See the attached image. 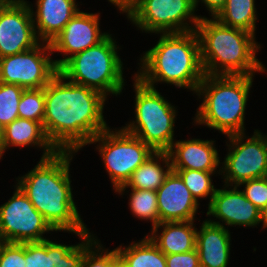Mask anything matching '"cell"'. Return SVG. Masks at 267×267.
Instances as JSON below:
<instances>
[{
	"instance_id": "30bf717a",
	"label": "cell",
	"mask_w": 267,
	"mask_h": 267,
	"mask_svg": "<svg viewBox=\"0 0 267 267\" xmlns=\"http://www.w3.org/2000/svg\"><path fill=\"white\" fill-rule=\"evenodd\" d=\"M244 133L228 135L230 140L229 152L221 167L225 179V186H238L241 182L251 179L267 177V145L261 132L254 131V135L244 142ZM231 149V150H230ZM231 184V185H230Z\"/></svg>"
},
{
	"instance_id": "2e32d148",
	"label": "cell",
	"mask_w": 267,
	"mask_h": 267,
	"mask_svg": "<svg viewBox=\"0 0 267 267\" xmlns=\"http://www.w3.org/2000/svg\"><path fill=\"white\" fill-rule=\"evenodd\" d=\"M156 193L159 223L194 220L199 203L175 171H170Z\"/></svg>"
},
{
	"instance_id": "3957f363",
	"label": "cell",
	"mask_w": 267,
	"mask_h": 267,
	"mask_svg": "<svg viewBox=\"0 0 267 267\" xmlns=\"http://www.w3.org/2000/svg\"><path fill=\"white\" fill-rule=\"evenodd\" d=\"M195 31L205 75L254 76L255 72H265V67L256 58L260 44L249 31L205 17L199 19Z\"/></svg>"
},
{
	"instance_id": "9c48e42d",
	"label": "cell",
	"mask_w": 267,
	"mask_h": 267,
	"mask_svg": "<svg viewBox=\"0 0 267 267\" xmlns=\"http://www.w3.org/2000/svg\"><path fill=\"white\" fill-rule=\"evenodd\" d=\"M194 12L193 0H141L128 19L148 33H179L196 29L201 16Z\"/></svg>"
},
{
	"instance_id": "5b68a950",
	"label": "cell",
	"mask_w": 267,
	"mask_h": 267,
	"mask_svg": "<svg viewBox=\"0 0 267 267\" xmlns=\"http://www.w3.org/2000/svg\"><path fill=\"white\" fill-rule=\"evenodd\" d=\"M253 76L204 75L196 95L203 96L194 122L225 135L245 133L244 115Z\"/></svg>"
},
{
	"instance_id": "7c38bea8",
	"label": "cell",
	"mask_w": 267,
	"mask_h": 267,
	"mask_svg": "<svg viewBox=\"0 0 267 267\" xmlns=\"http://www.w3.org/2000/svg\"><path fill=\"white\" fill-rule=\"evenodd\" d=\"M48 52L52 54L50 44L45 42L25 52L0 58V82L17 84L24 89L44 88L58 73Z\"/></svg>"
},
{
	"instance_id": "f35d334b",
	"label": "cell",
	"mask_w": 267,
	"mask_h": 267,
	"mask_svg": "<svg viewBox=\"0 0 267 267\" xmlns=\"http://www.w3.org/2000/svg\"><path fill=\"white\" fill-rule=\"evenodd\" d=\"M5 242H4V240H3V238H2V236H1V234H0V249H1V246L4 244Z\"/></svg>"
},
{
	"instance_id": "74e56055",
	"label": "cell",
	"mask_w": 267,
	"mask_h": 267,
	"mask_svg": "<svg viewBox=\"0 0 267 267\" xmlns=\"http://www.w3.org/2000/svg\"><path fill=\"white\" fill-rule=\"evenodd\" d=\"M3 133H4V126L0 122V140L2 139Z\"/></svg>"
},
{
	"instance_id": "4316f807",
	"label": "cell",
	"mask_w": 267,
	"mask_h": 267,
	"mask_svg": "<svg viewBox=\"0 0 267 267\" xmlns=\"http://www.w3.org/2000/svg\"><path fill=\"white\" fill-rule=\"evenodd\" d=\"M175 171L182 179L183 183L190 190L195 200L198 202L199 198L208 197L210 205L213 195L216 190L212 184L211 176L214 172H205L201 170H190V169H172Z\"/></svg>"
},
{
	"instance_id": "52a82bcc",
	"label": "cell",
	"mask_w": 267,
	"mask_h": 267,
	"mask_svg": "<svg viewBox=\"0 0 267 267\" xmlns=\"http://www.w3.org/2000/svg\"><path fill=\"white\" fill-rule=\"evenodd\" d=\"M135 121L123 129L135 135L154 151H168L174 143L176 110L155 89L134 78Z\"/></svg>"
},
{
	"instance_id": "1f68e13d",
	"label": "cell",
	"mask_w": 267,
	"mask_h": 267,
	"mask_svg": "<svg viewBox=\"0 0 267 267\" xmlns=\"http://www.w3.org/2000/svg\"><path fill=\"white\" fill-rule=\"evenodd\" d=\"M0 267H26L25 243L5 242L0 249Z\"/></svg>"
},
{
	"instance_id": "603a6c76",
	"label": "cell",
	"mask_w": 267,
	"mask_h": 267,
	"mask_svg": "<svg viewBox=\"0 0 267 267\" xmlns=\"http://www.w3.org/2000/svg\"><path fill=\"white\" fill-rule=\"evenodd\" d=\"M159 159V160H158ZM160 160L165 163V169L161 167ZM172 170L171 159L166 151H155L141 164L131 175L125 185L115 190V193H123L126 188L157 191L164 183L166 176Z\"/></svg>"
},
{
	"instance_id": "5bb4252c",
	"label": "cell",
	"mask_w": 267,
	"mask_h": 267,
	"mask_svg": "<svg viewBox=\"0 0 267 267\" xmlns=\"http://www.w3.org/2000/svg\"><path fill=\"white\" fill-rule=\"evenodd\" d=\"M99 16V14L79 10L49 43L52 52L59 51L65 56L63 59L54 60L57 68L69 57L98 44L108 35V33H100Z\"/></svg>"
},
{
	"instance_id": "83f0119b",
	"label": "cell",
	"mask_w": 267,
	"mask_h": 267,
	"mask_svg": "<svg viewBox=\"0 0 267 267\" xmlns=\"http://www.w3.org/2000/svg\"><path fill=\"white\" fill-rule=\"evenodd\" d=\"M44 112V88L24 89L18 106L19 118L40 122L43 125Z\"/></svg>"
},
{
	"instance_id": "ffe728a7",
	"label": "cell",
	"mask_w": 267,
	"mask_h": 267,
	"mask_svg": "<svg viewBox=\"0 0 267 267\" xmlns=\"http://www.w3.org/2000/svg\"><path fill=\"white\" fill-rule=\"evenodd\" d=\"M75 2L76 0H37L36 12L31 8V14L39 40L50 43L63 30L79 11Z\"/></svg>"
},
{
	"instance_id": "d6a6232c",
	"label": "cell",
	"mask_w": 267,
	"mask_h": 267,
	"mask_svg": "<svg viewBox=\"0 0 267 267\" xmlns=\"http://www.w3.org/2000/svg\"><path fill=\"white\" fill-rule=\"evenodd\" d=\"M167 267H200L197 249L165 255Z\"/></svg>"
},
{
	"instance_id": "4dcf8cb0",
	"label": "cell",
	"mask_w": 267,
	"mask_h": 267,
	"mask_svg": "<svg viewBox=\"0 0 267 267\" xmlns=\"http://www.w3.org/2000/svg\"><path fill=\"white\" fill-rule=\"evenodd\" d=\"M244 184L245 189L242 192L245 197L262 210L267 205V177L243 181L238 187Z\"/></svg>"
},
{
	"instance_id": "e575fe53",
	"label": "cell",
	"mask_w": 267,
	"mask_h": 267,
	"mask_svg": "<svg viewBox=\"0 0 267 267\" xmlns=\"http://www.w3.org/2000/svg\"><path fill=\"white\" fill-rule=\"evenodd\" d=\"M115 6H117L122 13L127 14V18L129 15L136 9V7L140 4L141 0H108Z\"/></svg>"
},
{
	"instance_id": "f546056e",
	"label": "cell",
	"mask_w": 267,
	"mask_h": 267,
	"mask_svg": "<svg viewBox=\"0 0 267 267\" xmlns=\"http://www.w3.org/2000/svg\"><path fill=\"white\" fill-rule=\"evenodd\" d=\"M102 248V245L96 241L95 244L86 251L80 267H117L116 248L110 252L108 250L105 251V249L103 250Z\"/></svg>"
},
{
	"instance_id": "d6986e66",
	"label": "cell",
	"mask_w": 267,
	"mask_h": 267,
	"mask_svg": "<svg viewBox=\"0 0 267 267\" xmlns=\"http://www.w3.org/2000/svg\"><path fill=\"white\" fill-rule=\"evenodd\" d=\"M230 232L220 221L205 220L196 234L200 267H227Z\"/></svg>"
},
{
	"instance_id": "9a60e30c",
	"label": "cell",
	"mask_w": 267,
	"mask_h": 267,
	"mask_svg": "<svg viewBox=\"0 0 267 267\" xmlns=\"http://www.w3.org/2000/svg\"><path fill=\"white\" fill-rule=\"evenodd\" d=\"M90 232L77 245H65L44 240L25 243L26 267H80L86 251L97 241ZM95 239V240H94Z\"/></svg>"
},
{
	"instance_id": "6da1fadb",
	"label": "cell",
	"mask_w": 267,
	"mask_h": 267,
	"mask_svg": "<svg viewBox=\"0 0 267 267\" xmlns=\"http://www.w3.org/2000/svg\"><path fill=\"white\" fill-rule=\"evenodd\" d=\"M58 72L44 87V132L57 151L76 152L108 128L103 108L107 97L74 84Z\"/></svg>"
},
{
	"instance_id": "44dd1931",
	"label": "cell",
	"mask_w": 267,
	"mask_h": 267,
	"mask_svg": "<svg viewBox=\"0 0 267 267\" xmlns=\"http://www.w3.org/2000/svg\"><path fill=\"white\" fill-rule=\"evenodd\" d=\"M28 145H37L40 148H44L41 158L50 157L57 152L48 140L40 122L17 118L4 127V133L0 140V159L7 147H24Z\"/></svg>"
},
{
	"instance_id": "836d02e7",
	"label": "cell",
	"mask_w": 267,
	"mask_h": 267,
	"mask_svg": "<svg viewBox=\"0 0 267 267\" xmlns=\"http://www.w3.org/2000/svg\"><path fill=\"white\" fill-rule=\"evenodd\" d=\"M201 1L208 8L207 10L211 12L213 18H215L217 14L225 7L227 2V0H201ZM193 2L196 10L199 0H193Z\"/></svg>"
},
{
	"instance_id": "ac0fdd59",
	"label": "cell",
	"mask_w": 267,
	"mask_h": 267,
	"mask_svg": "<svg viewBox=\"0 0 267 267\" xmlns=\"http://www.w3.org/2000/svg\"><path fill=\"white\" fill-rule=\"evenodd\" d=\"M167 152L171 159L172 169L216 172L220 164L219 154L212 140L175 141Z\"/></svg>"
},
{
	"instance_id": "7402d4cb",
	"label": "cell",
	"mask_w": 267,
	"mask_h": 267,
	"mask_svg": "<svg viewBox=\"0 0 267 267\" xmlns=\"http://www.w3.org/2000/svg\"><path fill=\"white\" fill-rule=\"evenodd\" d=\"M193 221L161 222L154 226L149 238L165 254L186 253L196 249L197 228ZM163 228L161 234L158 229ZM159 235V236H158Z\"/></svg>"
},
{
	"instance_id": "8992f818",
	"label": "cell",
	"mask_w": 267,
	"mask_h": 267,
	"mask_svg": "<svg viewBox=\"0 0 267 267\" xmlns=\"http://www.w3.org/2000/svg\"><path fill=\"white\" fill-rule=\"evenodd\" d=\"M117 49L115 40L108 34L98 44L69 57L58 72L66 80L97 90L104 96L120 95L124 78Z\"/></svg>"
},
{
	"instance_id": "484cf974",
	"label": "cell",
	"mask_w": 267,
	"mask_h": 267,
	"mask_svg": "<svg viewBox=\"0 0 267 267\" xmlns=\"http://www.w3.org/2000/svg\"><path fill=\"white\" fill-rule=\"evenodd\" d=\"M129 199L130 210L139 219L150 220L152 228L159 224L157 193L151 190L133 189Z\"/></svg>"
},
{
	"instance_id": "4fadbf2b",
	"label": "cell",
	"mask_w": 267,
	"mask_h": 267,
	"mask_svg": "<svg viewBox=\"0 0 267 267\" xmlns=\"http://www.w3.org/2000/svg\"><path fill=\"white\" fill-rule=\"evenodd\" d=\"M40 41L30 5L25 0H0V58L30 50Z\"/></svg>"
},
{
	"instance_id": "f1b7e54d",
	"label": "cell",
	"mask_w": 267,
	"mask_h": 267,
	"mask_svg": "<svg viewBox=\"0 0 267 267\" xmlns=\"http://www.w3.org/2000/svg\"><path fill=\"white\" fill-rule=\"evenodd\" d=\"M24 88L17 84L0 82V122L5 127L18 116V106Z\"/></svg>"
},
{
	"instance_id": "277c9868",
	"label": "cell",
	"mask_w": 267,
	"mask_h": 267,
	"mask_svg": "<svg viewBox=\"0 0 267 267\" xmlns=\"http://www.w3.org/2000/svg\"><path fill=\"white\" fill-rule=\"evenodd\" d=\"M160 36L157 44L140 58L141 71L135 76L153 88L155 83L165 82L196 93L205 75L196 31Z\"/></svg>"
},
{
	"instance_id": "d590c367",
	"label": "cell",
	"mask_w": 267,
	"mask_h": 267,
	"mask_svg": "<svg viewBox=\"0 0 267 267\" xmlns=\"http://www.w3.org/2000/svg\"><path fill=\"white\" fill-rule=\"evenodd\" d=\"M263 223L262 228H267V205L260 210V223Z\"/></svg>"
},
{
	"instance_id": "e0dca14e",
	"label": "cell",
	"mask_w": 267,
	"mask_h": 267,
	"mask_svg": "<svg viewBox=\"0 0 267 267\" xmlns=\"http://www.w3.org/2000/svg\"><path fill=\"white\" fill-rule=\"evenodd\" d=\"M217 189L208 206L207 215H212L228 226H256L260 224V209L249 201L238 186Z\"/></svg>"
},
{
	"instance_id": "cb8c5ba5",
	"label": "cell",
	"mask_w": 267,
	"mask_h": 267,
	"mask_svg": "<svg viewBox=\"0 0 267 267\" xmlns=\"http://www.w3.org/2000/svg\"><path fill=\"white\" fill-rule=\"evenodd\" d=\"M130 245L116 248L119 257L129 267H167L165 254L148 235L140 242Z\"/></svg>"
},
{
	"instance_id": "7a4b0ae2",
	"label": "cell",
	"mask_w": 267,
	"mask_h": 267,
	"mask_svg": "<svg viewBox=\"0 0 267 267\" xmlns=\"http://www.w3.org/2000/svg\"><path fill=\"white\" fill-rule=\"evenodd\" d=\"M72 151H57L39 163L16 184L55 231H69L82 238L89 230L73 200L69 164Z\"/></svg>"
},
{
	"instance_id": "8d00e7d4",
	"label": "cell",
	"mask_w": 267,
	"mask_h": 267,
	"mask_svg": "<svg viewBox=\"0 0 267 267\" xmlns=\"http://www.w3.org/2000/svg\"><path fill=\"white\" fill-rule=\"evenodd\" d=\"M117 267H129L118 255L117 252Z\"/></svg>"
},
{
	"instance_id": "8fae6325",
	"label": "cell",
	"mask_w": 267,
	"mask_h": 267,
	"mask_svg": "<svg viewBox=\"0 0 267 267\" xmlns=\"http://www.w3.org/2000/svg\"><path fill=\"white\" fill-rule=\"evenodd\" d=\"M54 231L16 185L8 202L0 206V234L4 242L32 243L47 240L43 234Z\"/></svg>"
},
{
	"instance_id": "ab89813d",
	"label": "cell",
	"mask_w": 267,
	"mask_h": 267,
	"mask_svg": "<svg viewBox=\"0 0 267 267\" xmlns=\"http://www.w3.org/2000/svg\"><path fill=\"white\" fill-rule=\"evenodd\" d=\"M265 139L266 145H267V135H262Z\"/></svg>"
},
{
	"instance_id": "d4e9b609",
	"label": "cell",
	"mask_w": 267,
	"mask_h": 267,
	"mask_svg": "<svg viewBox=\"0 0 267 267\" xmlns=\"http://www.w3.org/2000/svg\"><path fill=\"white\" fill-rule=\"evenodd\" d=\"M215 18L225 26L249 31L255 35V0H227L225 7Z\"/></svg>"
},
{
	"instance_id": "ba28073f",
	"label": "cell",
	"mask_w": 267,
	"mask_h": 267,
	"mask_svg": "<svg viewBox=\"0 0 267 267\" xmlns=\"http://www.w3.org/2000/svg\"><path fill=\"white\" fill-rule=\"evenodd\" d=\"M98 142V150L103 158L114 190L130 179L132 173L155 151L135 135L123 128L111 130L109 127L90 140Z\"/></svg>"
}]
</instances>
